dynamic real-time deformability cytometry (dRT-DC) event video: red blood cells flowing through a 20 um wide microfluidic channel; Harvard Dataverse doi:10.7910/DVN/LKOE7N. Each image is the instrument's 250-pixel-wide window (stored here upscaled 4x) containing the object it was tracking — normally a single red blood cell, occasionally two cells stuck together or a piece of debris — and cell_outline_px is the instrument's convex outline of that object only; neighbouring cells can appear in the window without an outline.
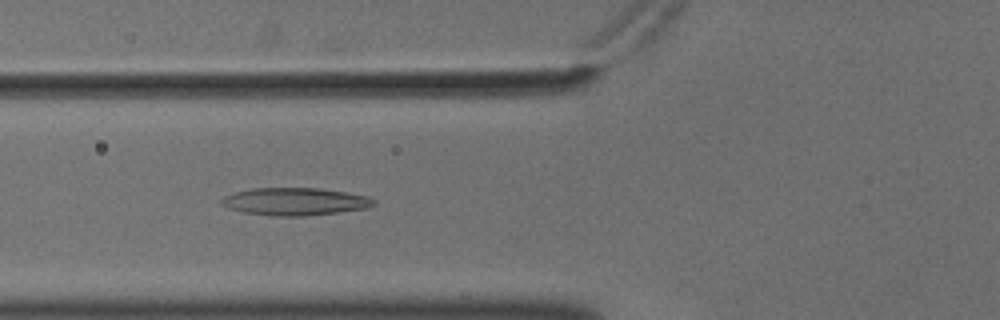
{"species": "common noctule bat (a hibernating species)", "species_latin": "Nyctalus noctula", "temperature_condition": "cold", "stored_images_in_passage": 37, "camera_frame_rate_fps": 3000, "um_per_image_px": 0.085, "animal": {"sex": "male", "body_mass_g": 18.8}, "frame": {"image": 1, "passage_image": 6, "time_ms": 1.667, "image_size_px": [1000, 320], "cell_outline_px": [[376, 204], [368, 208], [340, 212], [304, 216], [272, 216], [244, 212], [228, 208], [220, 200], [224, 196], [236, 192], [252, 188], [320, 188], [368, 196], [376, 200]], "centroid_in_image_um": [25.11, 17.13], "position_along_channel_um": 100.7, "area_um2": 24.45}}
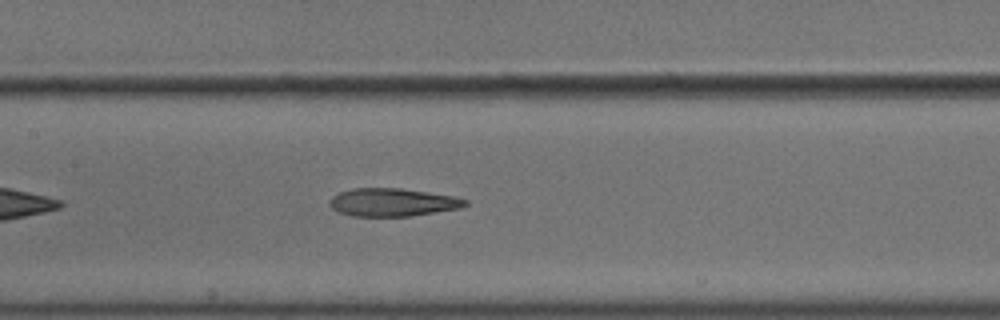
{"frame": {"image": 2, "passage_image": 12, "time_ms": 3.667, "image_size_px": [1000, 320], "cell_outline_px": [[468, 204], [460, 208], [408, 216], [352, 216], [336, 212], [328, 204], [328, 200], [332, 196], [340, 192], [352, 188], [400, 188], [456, 196], [468, 200]], "centroid_in_image_um": [33.33, 17.19], "position_along_channel_um": 174.1, "area_um2": 22.25}}
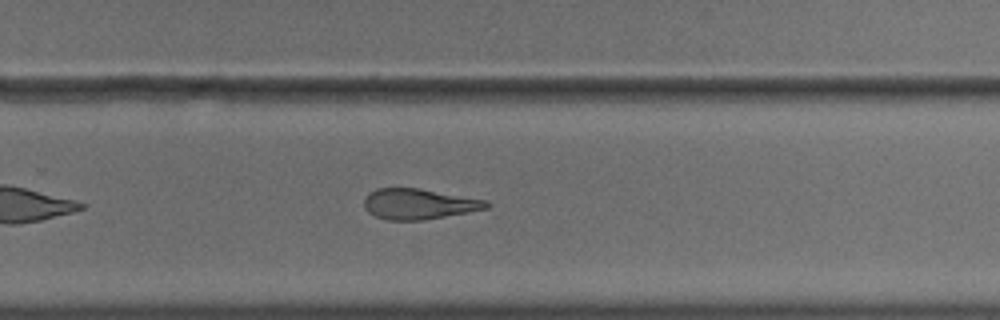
{"frame": {"image": 3, "passage_image": 22, "time_ms": 7.0, "image_size_px": [1000, 320], "cell_outline_px": [[492, 204], [488, 208], [468, 212], [424, 220], [388, 220], [376, 216], [368, 212], [364, 208], [364, 200], [368, 192], [376, 188], [420, 188], [488, 200]], "centroid_in_image_um": [35.61, 17.33], "position_along_channel_um": 294.2, "area_um2": 21.96}, "authors_computed_cell_mechanics": {"area_um2": 23.2356, "velocity_mm_per_s": 3.6126, "shape_relaxation_time_tau1_ms": 10.7018, "shape_relaxation_time_tau2_ms": 4.3949, "deformation_change_tau1": 0.2273, "deformation_change_tau2": 0.1521}}